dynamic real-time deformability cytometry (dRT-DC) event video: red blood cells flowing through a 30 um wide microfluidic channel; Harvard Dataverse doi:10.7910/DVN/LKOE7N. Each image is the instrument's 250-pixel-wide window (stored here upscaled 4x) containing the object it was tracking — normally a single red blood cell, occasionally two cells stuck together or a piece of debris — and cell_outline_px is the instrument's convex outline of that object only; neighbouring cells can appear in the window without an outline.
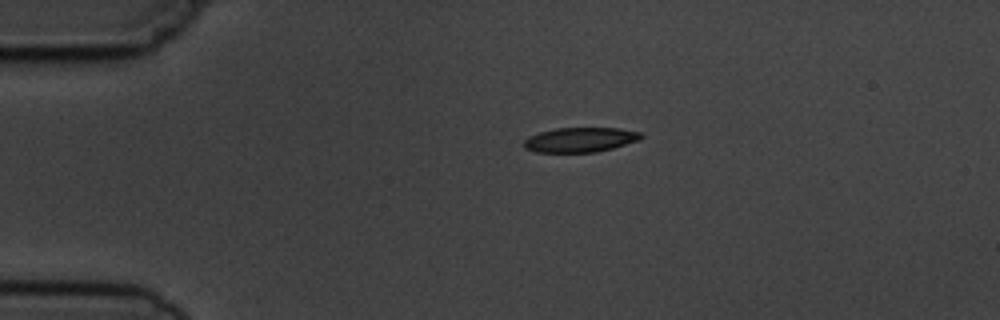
{"species": "common noctule bat (a hibernating species)", "species_latin": "Nyctalus noctula", "temperature_condition": "cold", "stored_images_in_passage": 4, "camera_frame_rate_fps": 3000, "um_per_image_px": 0.085, "animal": {"sex": "male", "body_mass_g": 19.5, "forearm_length_mm": 54.6}, "frame": {"image": 1, "passage_image": 1, "time_ms": 0.0, "image_size_px": [1000, 320], "cell_outline_px": [[644, 136], [640, 140], [612, 148], [596, 152], [536, 152], [524, 148], [524, 140], [528, 136], [540, 132], [556, 128], [620, 128], [644, 132]], "centroid_in_image_um": [49.36, 11.87], "position_along_channel_um": 35.6, "area_um2": 16.99}}
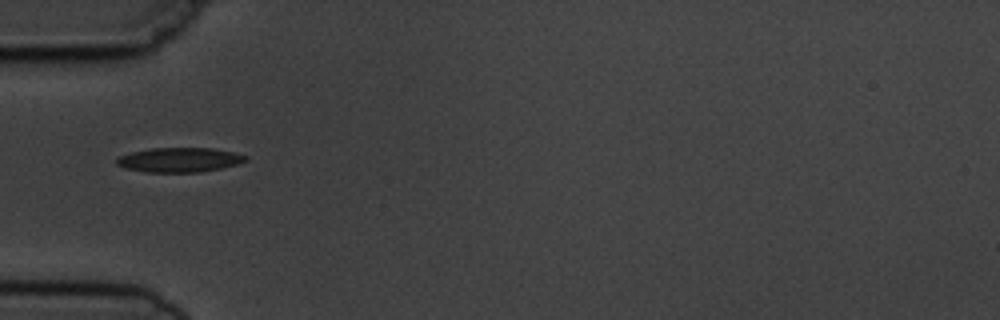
{"frame": {"image": 2, "passage_image": 3, "time_ms": 2.0, "image_size_px": [1000, 320], "cell_outline_px": [[248, 160], [236, 164], [220, 168], [200, 172], [144, 172], [124, 168], [116, 164], [116, 160], [120, 156], [132, 152], [152, 148], [212, 148], [232, 152], [248, 156]], "centroid_in_image_um": [15.24, 13.59], "position_along_channel_um": 69.8, "area_um2": 18.32}}
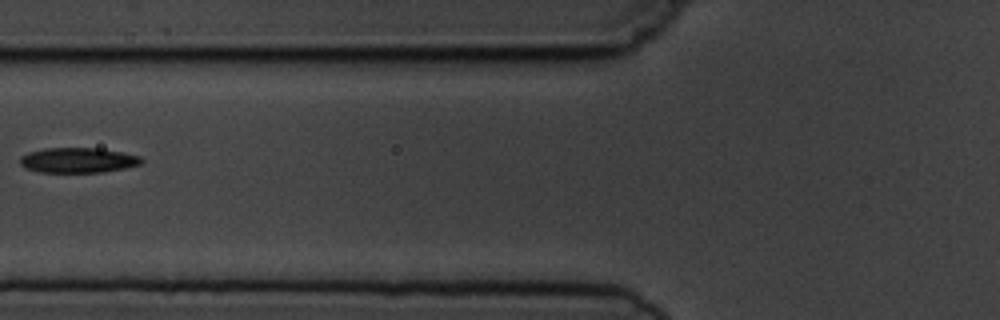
{"frame": {"image": 3, "passage_image": 4, "time_ms": 3.333, "image_size_px": [1000, 320], "cell_outline_px": [[144, 160], [140, 164], [124, 168], [100, 172], [40, 172], [24, 168], [20, 164], [20, 156], [28, 152], [44, 148], [96, 148], [120, 152], [140, 156]], "centroid_in_image_um": [6.58, 13.61], "position_along_channel_um": 119.2, "area_um2": 17.69}}